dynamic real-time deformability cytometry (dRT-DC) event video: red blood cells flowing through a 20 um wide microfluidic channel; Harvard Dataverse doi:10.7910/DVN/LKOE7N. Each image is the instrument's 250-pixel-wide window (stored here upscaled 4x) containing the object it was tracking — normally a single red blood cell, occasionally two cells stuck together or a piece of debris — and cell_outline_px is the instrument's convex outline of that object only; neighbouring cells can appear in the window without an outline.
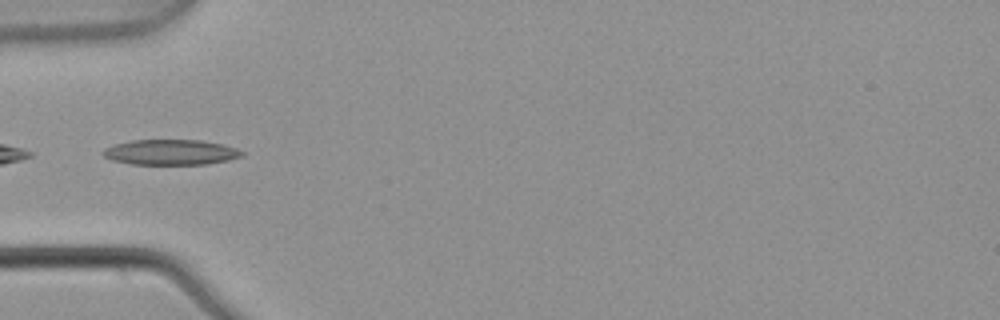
{"species": "common noctule bat (a hibernating species)", "species_latin": "Nyctalus noctula", "temperature_condition": "warm", "stored_images_in_passage": 2, "camera_frame_rate_fps": 3000, "um_per_image_px": 0.085, "animal": {"sex": "male", "body_mass_g": 21.5, "forearm_length_mm": 52.0}, "frame": {"image": 1, "passage_image": 2, "time_ms": 0.333, "image_size_px": [1000, 320], "cell_outline_px": [[244, 156], [228, 160], [204, 164], [132, 164], [112, 160], [104, 156], [100, 152], [104, 148], [116, 144], [132, 140], [200, 140], [220, 144], [236, 148], [244, 152]], "centroid_in_image_um": [14.5, 12.94], "position_along_channel_um": 70.5, "area_um2": 20.4}}